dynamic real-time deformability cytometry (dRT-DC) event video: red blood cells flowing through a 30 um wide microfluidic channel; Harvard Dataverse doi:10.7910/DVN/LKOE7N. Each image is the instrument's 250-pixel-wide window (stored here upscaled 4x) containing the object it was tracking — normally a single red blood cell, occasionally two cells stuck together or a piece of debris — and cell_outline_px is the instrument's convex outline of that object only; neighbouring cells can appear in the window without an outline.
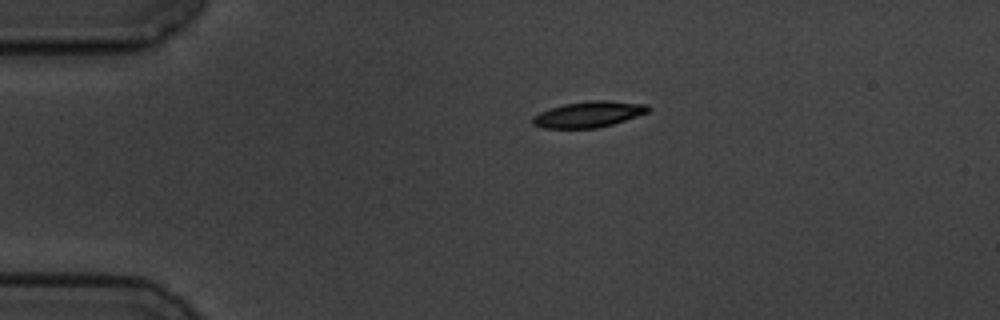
{"species": "common noctule bat (a hibernating species)", "species_latin": "Nyctalus noctula", "temperature_condition": "cold", "stored_images_in_passage": 3, "camera_frame_rate_fps": 3000, "um_per_image_px": 0.085, "animal": {"sex": "male", "body_mass_g": 19.5, "forearm_length_mm": 54.6}, "frame": {"image": 1, "passage_image": 1, "time_ms": 0.0, "image_size_px": [1000, 320], "cell_outline_px": [[652, 108], [648, 112], [612, 124], [596, 128], [544, 128], [532, 124], [532, 116], [540, 112], [564, 104], [592, 100], [608, 100], [648, 104]], "centroid_in_image_um": [50.05, 9.71], "position_along_channel_um": 35.0, "area_um2": 17.4}}
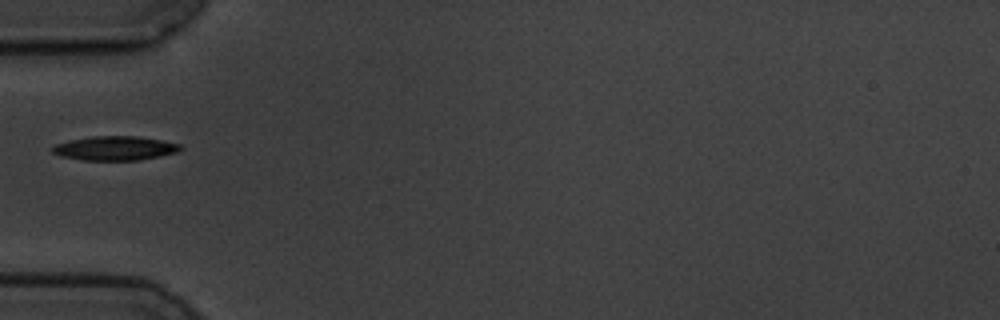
{"frame": {"image": 2, "passage_image": 3, "time_ms": 2.333, "image_size_px": [1000, 320], "cell_outline_px": [[184, 148], [176, 152], [160, 156], [140, 160], [84, 160], [60, 156], [52, 152], [48, 148], [56, 144], [72, 140], [92, 136], [136, 136], [160, 140], [180, 144]], "centroid_in_image_um": [9.75, 12.6], "position_along_channel_um": 75.2, "area_um2": 17.98}}